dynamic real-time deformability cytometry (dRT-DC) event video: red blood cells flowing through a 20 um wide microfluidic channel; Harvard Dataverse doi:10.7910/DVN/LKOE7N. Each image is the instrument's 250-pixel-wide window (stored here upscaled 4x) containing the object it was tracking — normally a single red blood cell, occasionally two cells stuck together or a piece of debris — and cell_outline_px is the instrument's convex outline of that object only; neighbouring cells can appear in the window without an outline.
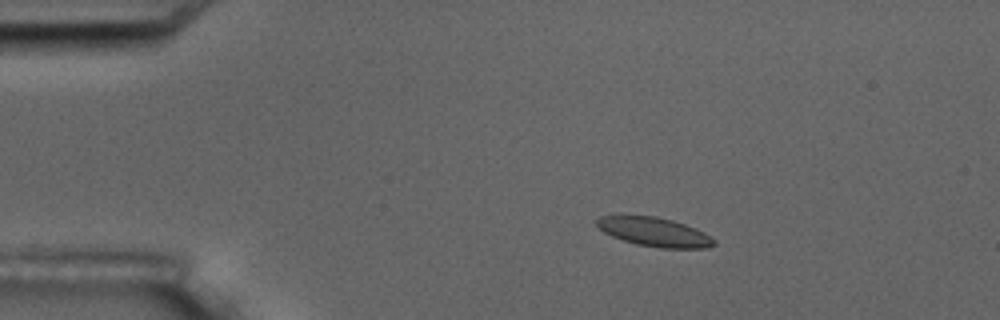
{"species": "common noctule bat (a hibernating species)", "species_latin": "Nyctalus noctula", "temperature_condition": "room temperature", "stored_images_in_passage": 6, "camera_frame_rate_fps": 3000, "um_per_image_px": 0.085, "animal": {"sex": "male", "body_mass_g": 17.5, "forearm_length_mm": 52.3}, "frame": {"image": 1, "passage_image": 3, "time_ms": 2.333, "image_size_px": [1000, 320], "cell_outline_px": [[716, 244], [708, 248], [660, 248], [636, 244], [612, 236], [604, 232], [596, 224], [596, 220], [600, 216], [620, 212], [656, 216], [672, 220], [696, 228], [712, 236], [716, 240]], "centroid_in_image_um": [55.58, 19.67], "position_along_channel_um": 29.4, "area_um2": 20.58}}
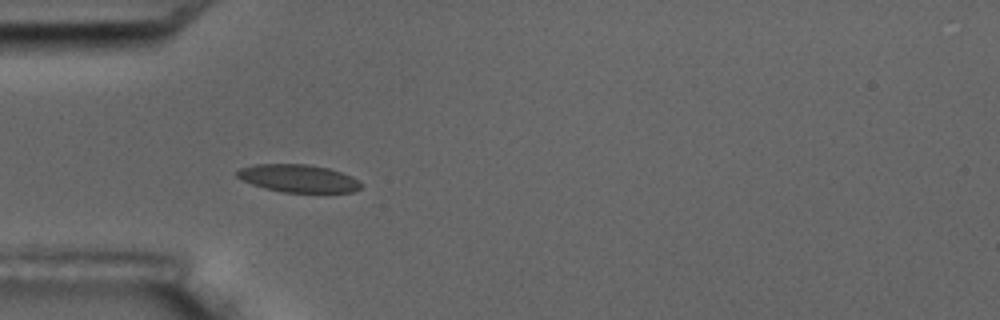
{"frame": {"image": 2, "passage_image": 5, "time_ms": 4.667, "image_size_px": [1000, 320], "cell_outline_px": [[364, 184], [360, 188], [352, 192], [284, 192], [264, 188], [252, 184], [236, 176], [236, 172], [240, 168], [256, 164], [308, 164], [328, 168], [352, 176], [360, 180]], "centroid_in_image_um": [25.39, 15.16], "position_along_channel_um": 59.6, "area_um2": 20.0}}